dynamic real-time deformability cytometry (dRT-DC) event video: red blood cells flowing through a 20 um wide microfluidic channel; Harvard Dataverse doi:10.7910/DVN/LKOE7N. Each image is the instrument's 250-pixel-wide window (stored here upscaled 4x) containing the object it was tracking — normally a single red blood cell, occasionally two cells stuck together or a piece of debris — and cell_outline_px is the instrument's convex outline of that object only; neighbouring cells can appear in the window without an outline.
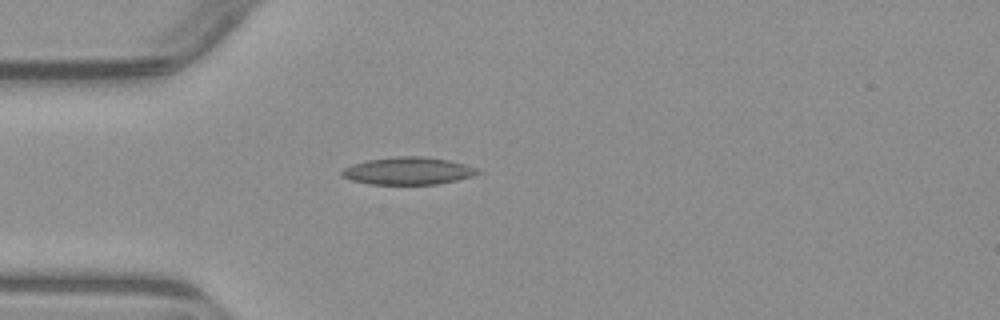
{"species": "common noctule bat (a hibernating species)", "species_latin": "Nyctalus noctula", "temperature_condition": "warm", "stored_images_in_passage": 5, "camera_frame_rate_fps": 3000, "um_per_image_px": 0.085, "animal": {"sex": "male", "body_mass_g": 23.1, "forearm_length_mm": 52.7}, "frame": {"image": 1, "passage_image": 5, "time_ms": 4.667, "image_size_px": [1000, 320], "cell_outline_px": [[480, 172], [456, 180], [436, 184], [372, 184], [352, 180], [344, 176], [340, 172], [344, 168], [352, 164], [368, 160], [396, 156], [420, 156], [448, 160], [464, 164], [476, 168]], "centroid_in_image_um": [34.65, 14.52], "position_along_channel_um": 50.4, "area_um2": 21.27}}